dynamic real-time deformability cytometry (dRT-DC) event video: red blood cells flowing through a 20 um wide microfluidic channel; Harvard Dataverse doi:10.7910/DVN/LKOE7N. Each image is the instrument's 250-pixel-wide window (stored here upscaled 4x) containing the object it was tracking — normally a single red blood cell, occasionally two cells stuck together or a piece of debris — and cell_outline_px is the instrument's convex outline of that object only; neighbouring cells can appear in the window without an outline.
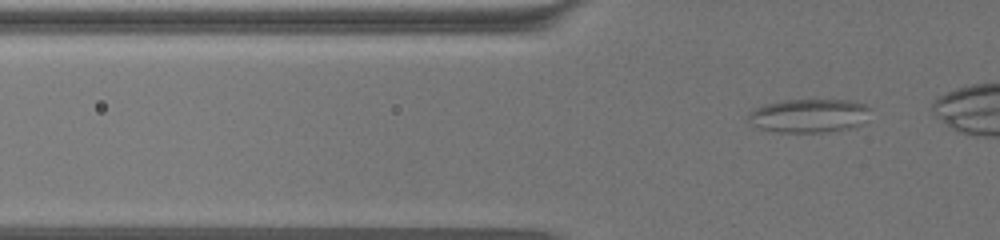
{"species": "common noctule bat (a hibernating species)", "species_latin": "Nyctalus noctula", "temperature_condition": "warm", "stored_images_in_passage": 39, "camera_frame_rate_fps": 3000, "um_per_image_px": 0.085, "animal": {"sex": "female", "body_mass_g": 19.5, "forearm_length_mm": 54.1}, "frame": {"image": 1, "passage_image": 3, "time_ms": 0.667, "image_size_px": [1000, 240], "cell_outline_px": [[872, 108], [860, 124], [852, 128], [824, 132], [780, 132], [760, 128], [752, 124], [748, 120], [748, 116], [756, 108], [764, 104], [784, 100], [852, 100], [864, 104]], "centroid_in_image_um": [68.78, 9.82], "position_along_channel_um": 57.0, "area_um2": 23.76}}
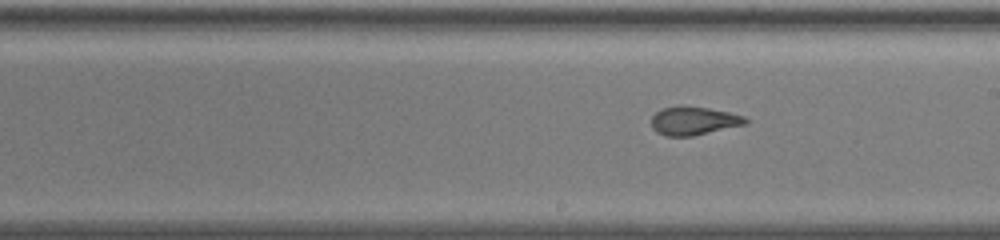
{"frame": {"image": 2, "passage_image": 21, "time_ms": 6.667, "image_size_px": [1000, 240], "cell_outline_px": [[748, 124], [692, 136], [664, 136], [656, 132], [652, 128], [652, 116], [656, 112], [664, 108], [680, 104], [708, 108], [728, 112], [744, 116], [748, 120]], "centroid_in_image_um": [58.96, 10.26], "position_along_channel_um": 230.0, "area_um2": 15.78}}
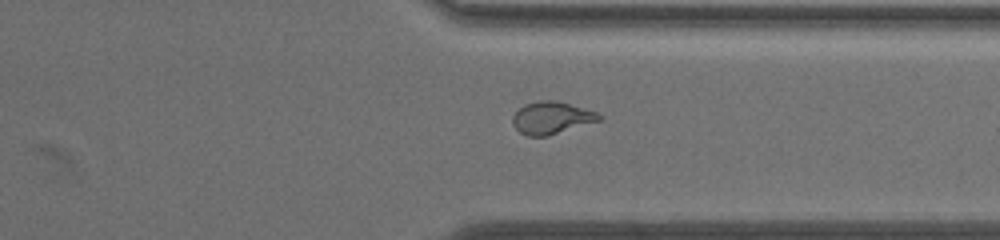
{"frame": {"image": 3, "passage_image": 34, "time_ms": 11.0, "image_size_px": [1000, 240], "cell_outline_px": [[604, 116], [600, 120], [548, 136], [528, 136], [520, 132], [512, 124], [512, 116], [524, 104], [540, 100], [556, 100], [596, 112]], "centroid_in_image_um": [46.86, 10.01], "position_along_channel_um": 364.5, "area_um2": 16.18}}